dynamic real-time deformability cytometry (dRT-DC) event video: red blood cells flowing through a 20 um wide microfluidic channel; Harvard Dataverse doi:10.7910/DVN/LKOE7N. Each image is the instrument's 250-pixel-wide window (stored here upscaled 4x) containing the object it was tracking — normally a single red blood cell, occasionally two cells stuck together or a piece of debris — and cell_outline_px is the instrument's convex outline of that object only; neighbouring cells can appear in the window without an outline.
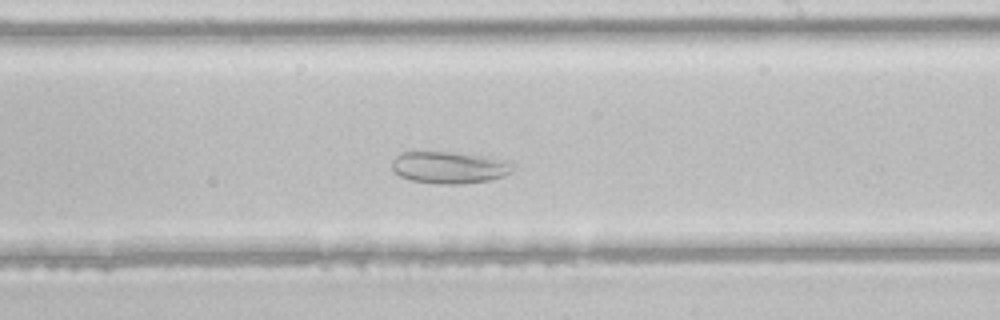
{"species": "common noctule bat (a hibernating species)", "species_latin": "Nyctalus noctula", "temperature_condition": "room temperature", "stored_images_in_passage": 42, "camera_frame_rate_fps": 3000, "um_per_image_px": 0.085, "animal": {"sex": "male", "body_mass_g": 21.5, "forearm_length_mm": 52.0}, "frame": {"image": 1, "passage_image": 24, "time_ms": 7.667, "image_size_px": [1000, 320], "cell_outline_px": [[516, 168], [512, 172], [504, 176], [492, 180], [460, 184], [436, 184], [412, 180], [400, 176], [392, 172], [392, 160], [400, 152], [452, 152], [512, 160], [516, 164]], "centroid_in_image_um": [38.26, 14.24], "position_along_channel_um": 250.7, "area_um2": 23.0}}